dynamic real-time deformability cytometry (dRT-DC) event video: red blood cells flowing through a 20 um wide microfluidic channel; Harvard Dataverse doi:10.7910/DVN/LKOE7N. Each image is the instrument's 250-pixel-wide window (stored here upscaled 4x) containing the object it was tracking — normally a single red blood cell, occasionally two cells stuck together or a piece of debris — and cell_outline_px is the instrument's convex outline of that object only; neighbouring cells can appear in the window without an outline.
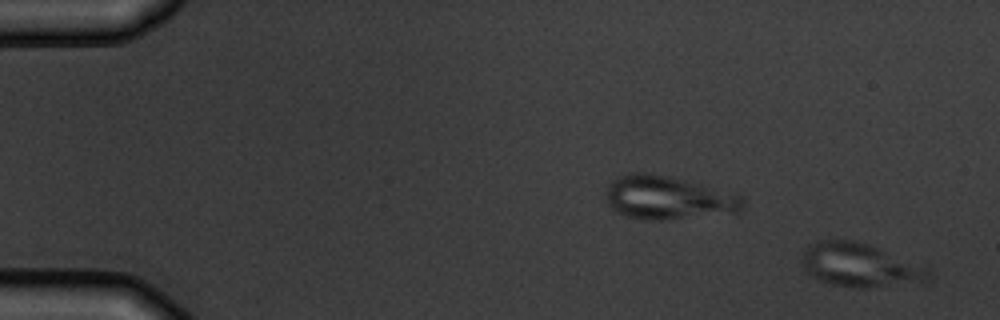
{"species": "common noctule bat (a hibernating species)", "species_latin": "Nyctalus noctula", "temperature_condition": "warm", "stored_images_in_passage": 3, "segment_of_instrument_passage": [2, 2], "camera_frame_rate_fps": 3000, "um_per_image_px": 0.085, "animal": {"sex": "male", "body_mass_g": 19.5, "forearm_length_mm": 54.6}, "frame": {"image": 1, "passage_image": 3, "time_ms": 2.333, "image_size_px": [1000, 320], "cell_outline_px": [[932, 272], [924, 280], [856, 288], [832, 284], [820, 280], [812, 276], [804, 268], [804, 252], [808, 244], [820, 240], [856, 240], [868, 244], [928, 268]], "centroid_in_image_um": [73.02, 22.5], "position_along_channel_um": 12.0, "area_um2": 30.98}}